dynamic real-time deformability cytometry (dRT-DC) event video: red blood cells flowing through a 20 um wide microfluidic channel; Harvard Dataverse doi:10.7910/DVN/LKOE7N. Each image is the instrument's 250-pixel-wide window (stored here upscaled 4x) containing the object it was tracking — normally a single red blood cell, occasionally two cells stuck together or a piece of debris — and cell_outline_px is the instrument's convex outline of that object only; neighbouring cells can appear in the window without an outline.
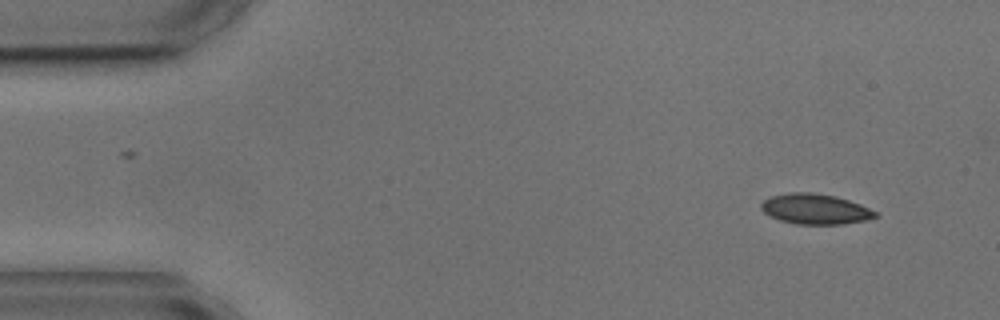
{"species": "common noctule bat (a hibernating species)", "species_latin": "Nyctalus noctula", "temperature_condition": "cold", "stored_images_in_passage": 3, "camera_frame_rate_fps": 3000, "um_per_image_px": 0.085, "animal": {"sex": "male", "body_mass_g": 17.9, "forearm_length_mm": 54.2}, "frame": {"image": 1, "passage_image": 1, "time_ms": 0.0, "image_size_px": [1000, 320], "cell_outline_px": [[880, 216], [868, 220], [844, 224], [796, 224], [780, 220], [764, 212], [760, 208], [760, 204], [764, 200], [772, 196], [792, 192], [808, 192], [836, 196], [860, 204], [876, 212]], "centroid_in_image_um": [69.32, 17.77], "position_along_channel_um": 15.7, "area_um2": 20.11}}
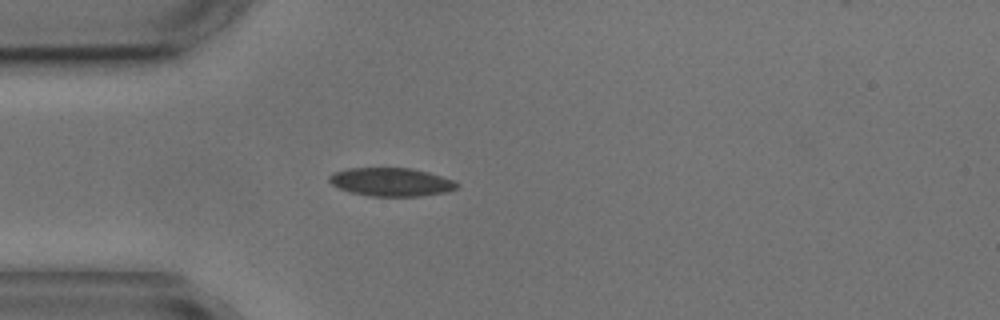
{"frame": {"image": 2, "passage_image": 3, "time_ms": 3.333, "image_size_px": [1000, 320], "cell_outline_px": [[460, 184], [456, 188], [448, 192], [420, 196], [372, 196], [352, 192], [340, 188], [332, 184], [328, 180], [328, 176], [332, 172], [348, 168], [412, 168], [428, 172], [452, 180]], "centroid_in_image_um": [33.24, 15.46], "position_along_channel_um": 51.8, "area_um2": 21.04}}